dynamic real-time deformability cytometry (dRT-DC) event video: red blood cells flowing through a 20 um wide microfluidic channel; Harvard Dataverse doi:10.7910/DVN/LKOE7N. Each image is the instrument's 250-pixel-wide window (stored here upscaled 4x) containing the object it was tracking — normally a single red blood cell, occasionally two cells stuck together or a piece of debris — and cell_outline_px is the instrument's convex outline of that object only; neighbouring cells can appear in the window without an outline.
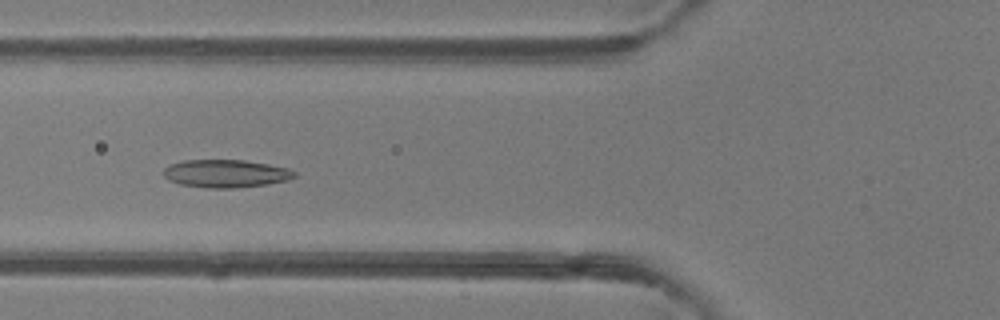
{"species": "common noctule bat (a hibernating species)", "species_latin": "Nyctalus noctula", "temperature_condition": "room temperature", "stored_images_in_passage": 50, "camera_frame_rate_fps": 3000, "um_per_image_px": 0.085, "animal": {"sex": "female"}, "frame": {"image": 1, "passage_image": 19, "time_ms": 6.0, "image_size_px": [1000, 320], "cell_outline_px": [[296, 176], [288, 180], [268, 184], [232, 188], [204, 188], [180, 184], [168, 180], [164, 176], [164, 168], [168, 164], [184, 160], [244, 160], [268, 164], [288, 168], [296, 172]], "centroid_in_image_um": [19.18, 14.75], "position_along_channel_um": 106.6, "area_um2": 21.39}}
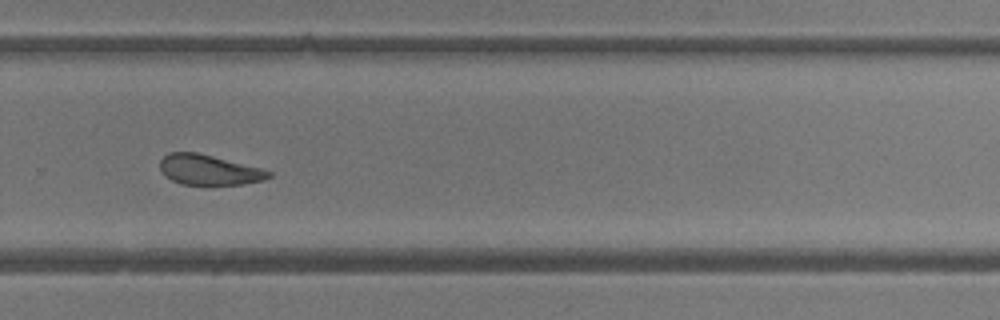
{"frame": {"image": 2, "passage_image": 34, "time_ms": 11.0, "image_size_px": [1000, 320], "cell_outline_px": [[272, 176], [264, 180], [244, 184], [212, 188], [204, 188], [180, 184], [164, 176], [160, 172], [160, 160], [168, 152], [196, 152], [260, 168], [272, 172]], "centroid_in_image_um": [17.73, 14.51], "position_along_channel_um": 312.1, "area_um2": 20.06}}
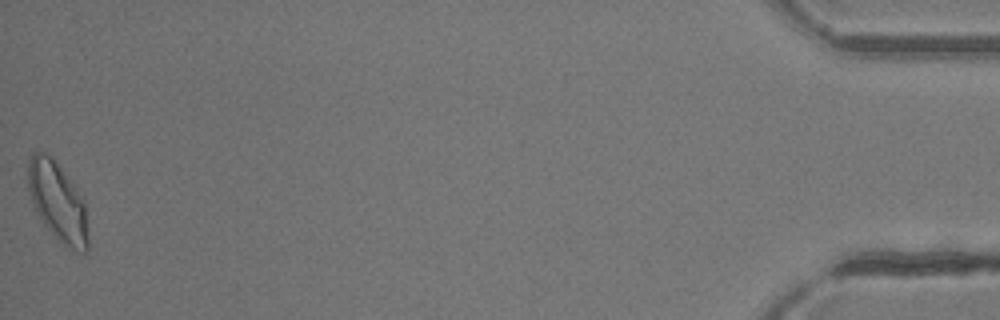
{"frame": {"image": 3, "passage_image": 50, "time_ms": 16.333, "image_size_px": [1000, 320], "cell_outline_px": [[88, 248], [84, 252], [72, 248], [64, 244], [44, 224], [28, 192], [28, 160], [32, 152], [44, 152], [60, 168], [76, 188], [84, 200], [88, 236]], "centroid_in_image_um": [4.9, 17.13], "position_along_channel_um": 430.3, "area_um2": 26.7}, "authors_computed_cell_mechanics": {"area_um2": 21.964, "velocity_mm_per_s": 4.1102, "shape_relaxation_time_tau1_ms": null, "shape_relaxation_time_tau2_ms": 2.3204, "deformation_change_tau1": null, "deformation_change_tau2": 0.0907}}